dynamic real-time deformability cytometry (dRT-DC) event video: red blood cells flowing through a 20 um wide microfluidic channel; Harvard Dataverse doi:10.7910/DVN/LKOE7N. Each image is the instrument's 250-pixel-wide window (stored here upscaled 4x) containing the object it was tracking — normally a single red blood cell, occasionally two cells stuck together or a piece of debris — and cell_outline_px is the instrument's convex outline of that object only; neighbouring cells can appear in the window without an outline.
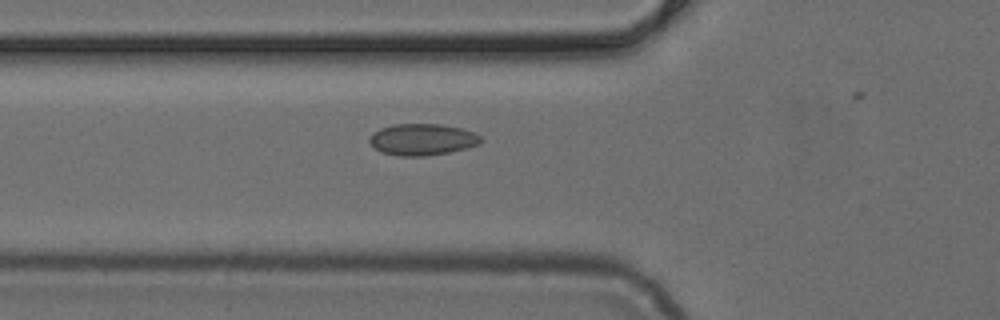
{"species": "common noctule bat (a hibernating species)", "species_latin": "Nyctalus noctula", "temperature_condition": "cold", "stored_images_in_passage": 22, "camera_frame_rate_fps": 3000, "um_per_image_px": 0.085, "animal": {"sex": "female", "body_mass_g": 24.6, "forearm_length_mm": 56.2}, "frame": {"image": 1, "passage_image": 18, "time_ms": 5.667, "image_size_px": [1000, 320], "cell_outline_px": [[484, 140], [476, 144], [464, 148], [448, 152], [428, 156], [400, 156], [384, 152], [376, 148], [368, 140], [372, 132], [380, 128], [392, 124], [440, 124], [460, 128], [476, 132]], "centroid_in_image_um": [35.89, 11.84], "position_along_channel_um": 89.9, "area_um2": 20.35}}
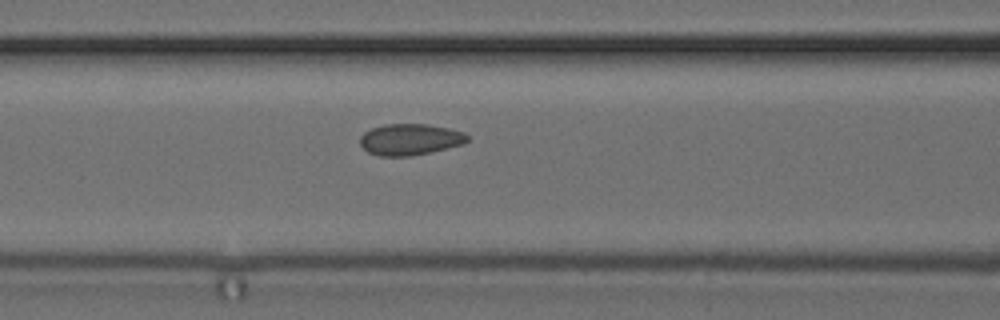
{"frame": {"image": 2, "passage_image": 21, "time_ms": 6.667, "image_size_px": [1000, 320], "cell_outline_px": [[468, 140], [464, 144], [448, 148], [412, 156], [380, 156], [368, 152], [360, 144], [360, 136], [364, 132], [372, 128], [384, 124], [428, 124], [448, 128], [464, 132], [468, 136]], "centroid_in_image_um": [34.86, 11.85], "position_along_channel_um": 131.7, "area_um2": 19.65}}